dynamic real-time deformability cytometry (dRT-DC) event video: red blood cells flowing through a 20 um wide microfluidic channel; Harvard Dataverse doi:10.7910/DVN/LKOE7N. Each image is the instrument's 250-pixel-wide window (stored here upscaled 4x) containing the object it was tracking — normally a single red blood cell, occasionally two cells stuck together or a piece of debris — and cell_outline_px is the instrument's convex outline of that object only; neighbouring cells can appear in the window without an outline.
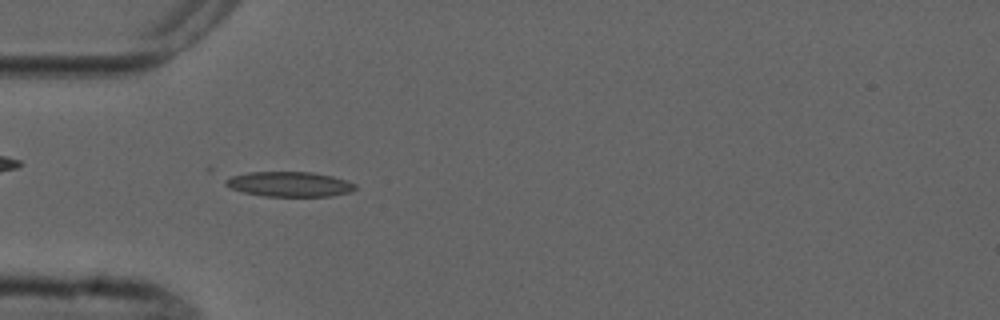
{"species": "common noctule bat (a hibernating species)", "species_latin": "Nyctalus noctula", "temperature_condition": "cold", "stored_images_in_passage": 5, "camera_frame_rate_fps": 3000, "um_per_image_px": 0.085, "animal": {"sex": "male", "forearm_length_mm": 52.5}, "frame": {"image": 1, "passage_image": 4, "time_ms": 3.333, "image_size_px": [1000, 320], "cell_outline_px": [[356, 188], [348, 192], [332, 196], [264, 196], [244, 192], [232, 188], [224, 184], [224, 180], [232, 176], [248, 172], [312, 172], [332, 176], [348, 180], [356, 184]], "centroid_in_image_um": [24.62, 15.65], "position_along_channel_um": 60.4, "area_um2": 18.79}}
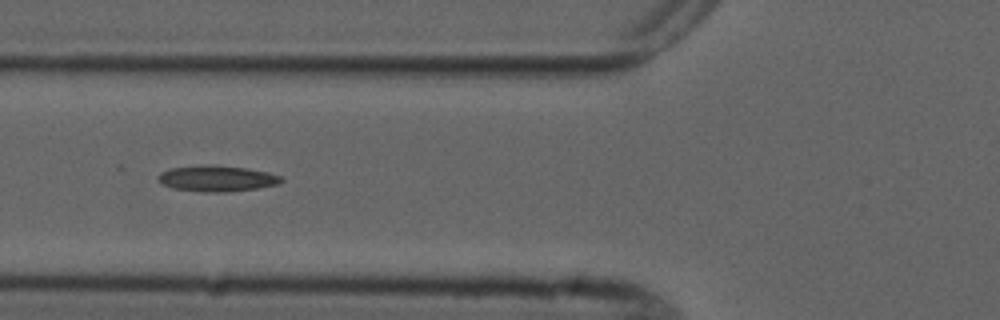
{"frame": {"image": 2, "passage_image": 5, "time_ms": 4.667, "image_size_px": [1000, 320], "cell_outline_px": [[284, 180], [280, 184], [256, 188], [228, 192], [204, 192], [172, 188], [164, 184], [156, 176], [160, 172], [172, 168], [208, 164], [212, 164], [248, 168], [268, 172], [280, 176]], "centroid_in_image_um": [18.46, 15.16], "position_along_channel_um": 107.3, "area_um2": 18.67}}